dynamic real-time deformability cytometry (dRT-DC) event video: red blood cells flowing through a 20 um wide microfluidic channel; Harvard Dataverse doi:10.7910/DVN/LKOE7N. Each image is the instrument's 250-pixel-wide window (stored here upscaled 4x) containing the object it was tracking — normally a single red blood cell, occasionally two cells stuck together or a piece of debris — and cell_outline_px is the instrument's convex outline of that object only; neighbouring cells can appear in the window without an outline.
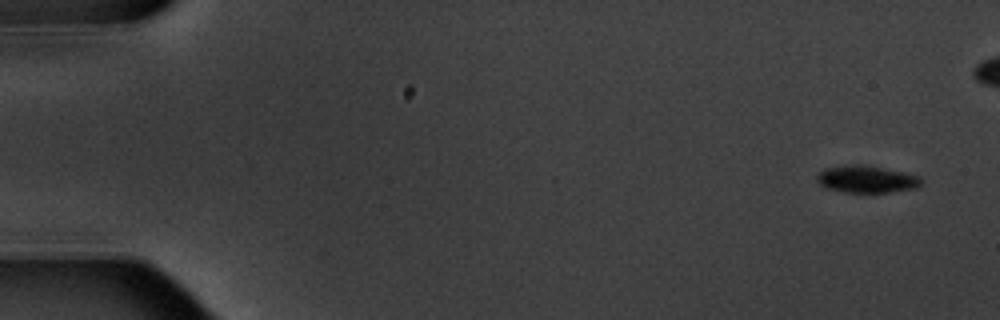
{"species": "common noctule bat (a hibernating species)", "species_latin": "Nyctalus noctula", "temperature_condition": "warm", "stored_images_in_passage": 8, "camera_frame_rate_fps": 3000, "um_per_image_px": 0.085, "animal": {"sex": "male", "body_mass_g": 20.1, "forearm_length_mm": 53.5}, "frame": {"image": 1, "passage_image": 1, "time_ms": 0.0, "image_size_px": [1000, 320], "cell_outline_px": [[920, 184], [916, 188], [888, 192], [844, 192], [824, 188], [816, 180], [816, 176], [824, 168], [864, 164], [904, 172], [920, 176]], "centroid_in_image_um": [73.63, 15.23], "position_along_channel_um": 11.4, "area_um2": 16.36}}
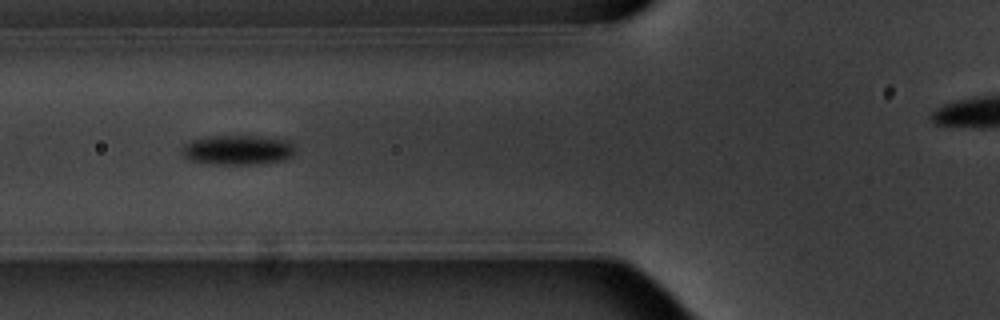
{"frame": {"image": 2, "passage_image": 6, "time_ms": 6.667, "image_size_px": [1000, 320], "cell_outline_px": [[292, 156], [284, 160], [252, 164], [220, 164], [192, 160], [184, 156], [184, 144], [192, 140], [208, 136], [248, 136], [284, 140], [292, 144]], "centroid_in_image_um": [20.19, 12.74], "position_along_channel_um": 105.6, "area_um2": 18.84}}